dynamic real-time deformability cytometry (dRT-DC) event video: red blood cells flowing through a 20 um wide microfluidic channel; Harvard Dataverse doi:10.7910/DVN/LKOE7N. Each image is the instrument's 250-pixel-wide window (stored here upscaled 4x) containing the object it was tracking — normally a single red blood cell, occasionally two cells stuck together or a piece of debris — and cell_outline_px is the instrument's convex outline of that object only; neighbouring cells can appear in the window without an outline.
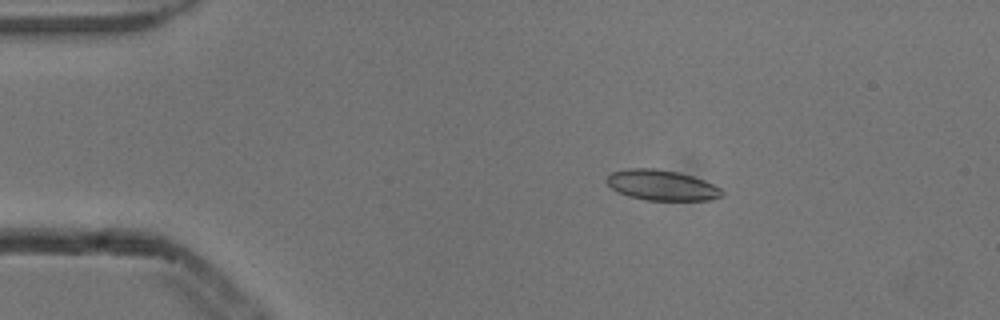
{"species": "common noctule bat (a hibernating species)", "species_latin": "Nyctalus noctula", "temperature_condition": "cold", "stored_images_in_passage": 4, "camera_frame_rate_fps": 3000, "um_per_image_px": 0.085, "animal": {"sex": "male", "body_mass_g": 13.3}, "frame": {"image": 1, "passage_image": 3, "time_ms": 0.667, "image_size_px": [1000, 320], "cell_outline_px": [[724, 196], [708, 200], [644, 200], [628, 196], [612, 188], [604, 180], [612, 172], [628, 168], [652, 168], [680, 172], [704, 180], [720, 188], [724, 192]], "centroid_in_image_um": [56.25, 15.74], "position_along_channel_um": 28.8, "area_um2": 20.46}}